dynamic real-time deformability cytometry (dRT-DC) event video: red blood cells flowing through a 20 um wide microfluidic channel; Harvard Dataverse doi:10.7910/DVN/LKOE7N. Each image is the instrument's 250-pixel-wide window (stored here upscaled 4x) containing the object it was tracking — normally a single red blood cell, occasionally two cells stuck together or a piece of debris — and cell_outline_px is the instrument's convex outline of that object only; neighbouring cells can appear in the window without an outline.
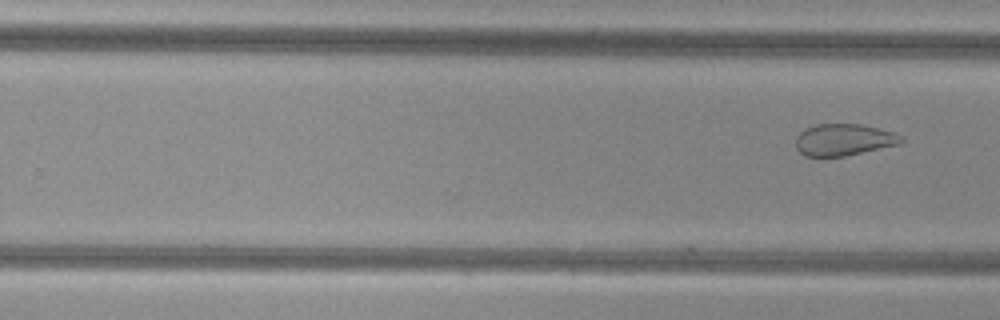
{"species": "common noctule bat (a hibernating species)", "species_latin": "Nyctalus noctula", "temperature_condition": "cold", "stored_images_in_passage": 21, "camera_frame_rate_fps": 3000, "um_per_image_px": 0.085, "animal": {"sex": "female", "body_mass_g": 29.2, "forearm_length_mm": 56.3}, "frame": {"image": 1, "passage_image": 21, "time_ms": 6.667, "image_size_px": [1000, 320], "cell_outline_px": [[904, 140], [900, 144], [844, 156], [804, 156], [796, 148], [796, 136], [804, 128], [816, 124], [860, 124], [880, 128], [904, 136]], "centroid_in_image_um": [71.72, 11.87], "position_along_channel_um": 258.1, "area_um2": 19.59}}